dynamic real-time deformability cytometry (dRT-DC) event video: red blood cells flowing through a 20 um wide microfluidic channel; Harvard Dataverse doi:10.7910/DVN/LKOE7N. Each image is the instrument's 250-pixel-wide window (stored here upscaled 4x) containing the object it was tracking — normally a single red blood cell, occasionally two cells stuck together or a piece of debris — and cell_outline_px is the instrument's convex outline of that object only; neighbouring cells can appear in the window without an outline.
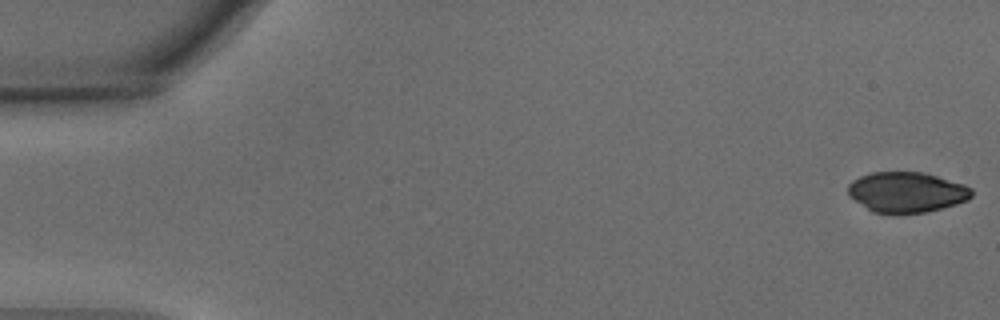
{"species": "common noctule bat (a hibernating species)", "species_latin": "Nyctalus noctula", "temperature_condition": "warm", "stored_images_in_passage": 54, "camera_frame_rate_fps": 3000, "um_per_image_px": 0.085, "animal": {"sex": "male", "body_mass_g": 15.6}, "frame": {"image": 1, "passage_image": 1, "time_ms": 0.0, "image_size_px": [1000, 320], "cell_outline_px": [[972, 196], [968, 200], [956, 204], [924, 212], [900, 216], [872, 212], [848, 196], [848, 184], [852, 180], [860, 176], [872, 172], [924, 172], [964, 184], [972, 188]], "centroid_in_image_um": [77.04, 16.36], "position_along_channel_um": 8.0, "area_um2": 29.65}}
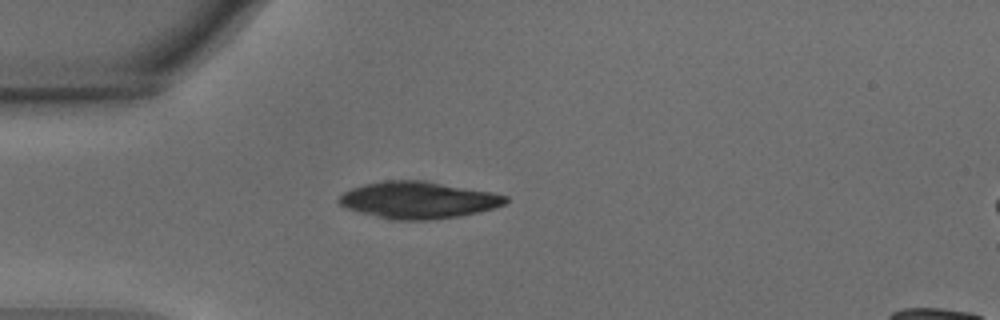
{"frame": {"image": 2, "passage_image": 15, "time_ms": 4.667, "image_size_px": [1000, 320], "cell_outline_px": [[508, 200], [504, 204], [496, 208], [480, 212], [460, 216], [428, 220], [392, 220], [360, 212], [348, 208], [340, 204], [336, 200], [344, 192], [352, 188], [364, 184], [384, 180], [424, 180], [492, 192], [508, 196]], "centroid_in_image_um": [35.58, 17.0], "position_along_channel_um": 49.4, "area_um2": 35.89}}
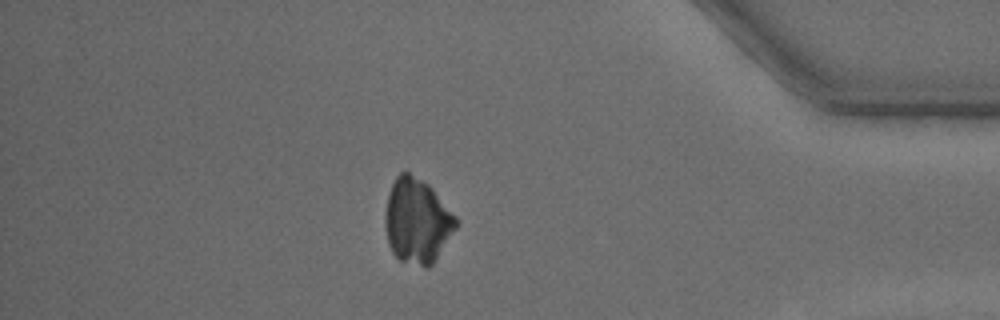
{"frame": {"image": 3, "passage_image": 47, "time_ms": 15.333, "image_size_px": [1000, 320], "cell_outline_px": [[456, 228], [432, 264], [428, 268], [424, 268], [400, 260], [392, 252], [388, 244], [384, 224], [384, 216], [388, 196], [392, 184], [396, 176], [400, 172], [408, 172], [428, 184], [432, 188], [456, 216]], "centroid_in_image_um": [35.43, 18.79], "position_along_channel_um": 399.8, "area_um2": 34.85}}